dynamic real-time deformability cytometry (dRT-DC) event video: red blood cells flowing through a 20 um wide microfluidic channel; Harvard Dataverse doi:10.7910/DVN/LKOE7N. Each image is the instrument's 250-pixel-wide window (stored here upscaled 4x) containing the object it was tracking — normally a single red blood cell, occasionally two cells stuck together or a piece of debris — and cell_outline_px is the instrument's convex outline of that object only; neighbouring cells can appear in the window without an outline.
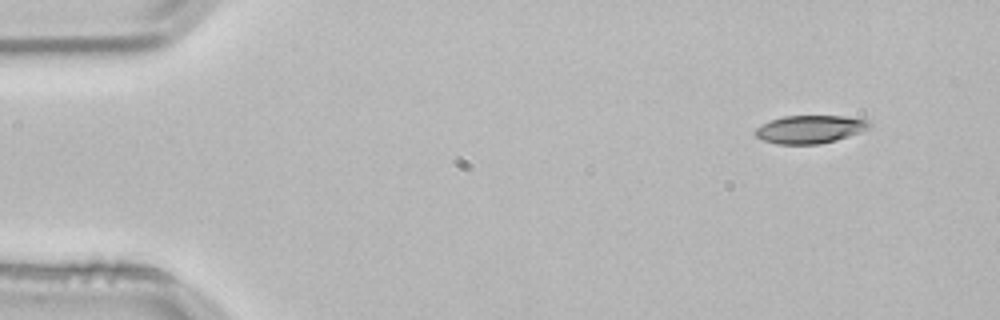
{"species": "common noctule bat (a hibernating species)", "species_latin": "Nyctalus noctula", "temperature_condition": "room temperature", "stored_images_in_passage": 49, "camera_frame_rate_fps": 3000, "um_per_image_px": 0.085, "animal": {"sex": "male", "body_mass_g": 21.5, "forearm_length_mm": 52.0}, "frame": {"image": 1, "passage_image": 1, "time_ms": 0.0, "image_size_px": [1000, 320], "cell_outline_px": [[872, 128], [836, 140], [820, 144], [776, 144], [764, 140], [756, 136], [756, 128], [772, 120], [784, 116], [844, 116], [868, 120], [872, 124]], "centroid_in_image_um": [68.9, 10.99], "position_along_channel_um": 16.1, "area_um2": 18.5}}
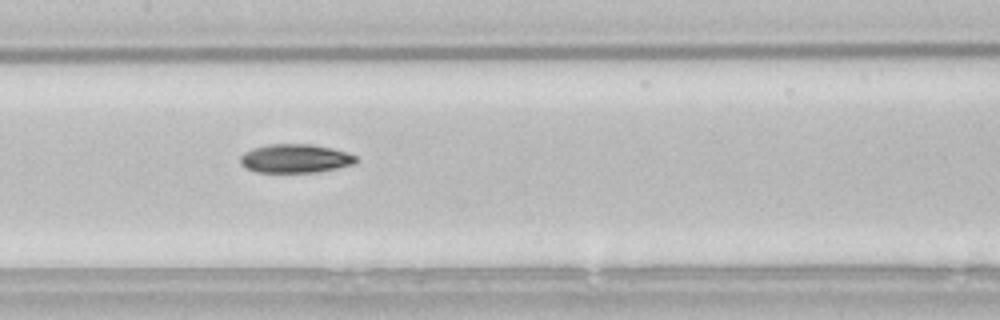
{"frame": {"image": 2, "passage_image": 22, "time_ms": 7.0, "image_size_px": [1000, 320], "cell_outline_px": [[356, 160], [352, 164], [336, 168], [316, 172], [256, 172], [244, 168], [240, 164], [240, 156], [244, 152], [252, 148], [268, 144], [312, 144], [332, 148], [356, 156]], "centroid_in_image_um": [25.02, 13.47], "position_along_channel_um": 182.4, "area_um2": 19.31}}
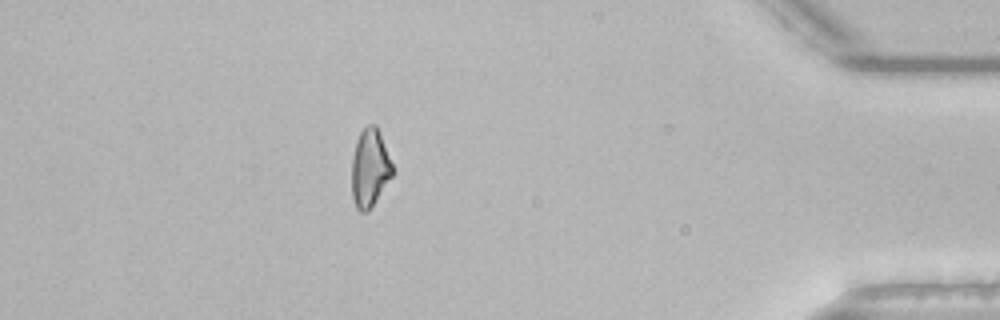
{"frame": {"image": 3, "passage_image": 43, "time_ms": 14.0, "image_size_px": [1000, 320], "cell_outline_px": [[396, 172], [372, 208], [368, 212], [360, 212], [356, 208], [352, 200], [352, 156], [356, 140], [360, 132], [368, 124], [376, 124]], "centroid_in_image_um": [31.45, 14.33], "position_along_channel_um": 403.7, "area_um2": 19.07}, "authors_computed_cell_mechanics": {"area_um2": 19.1318, "velocity_mm_per_s": 3.8462, "shape_relaxation_time_tau1_ms": 6.604, "shape_relaxation_time_tau2_ms": null, "deformation_change_tau1": 0.1872, "deformation_change_tau2": null}}